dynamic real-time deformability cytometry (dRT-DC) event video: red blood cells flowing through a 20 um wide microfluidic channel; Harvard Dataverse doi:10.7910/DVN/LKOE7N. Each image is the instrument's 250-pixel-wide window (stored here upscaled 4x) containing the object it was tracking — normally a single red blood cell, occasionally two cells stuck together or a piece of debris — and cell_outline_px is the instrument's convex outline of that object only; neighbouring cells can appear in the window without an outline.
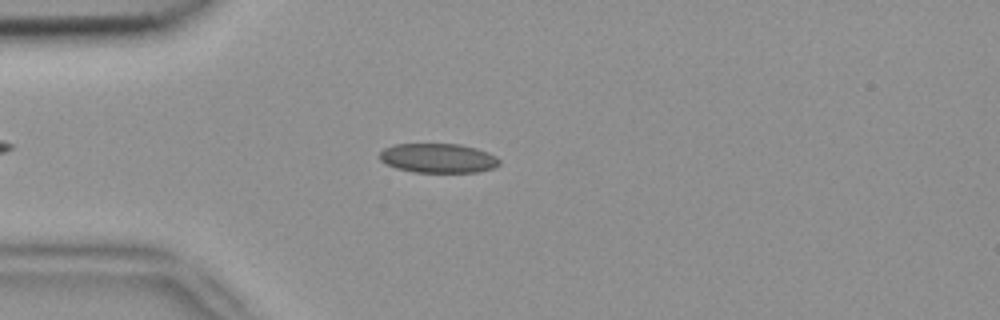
{"species": "common noctule bat (a hibernating species)", "species_latin": "Nyctalus noctula", "temperature_condition": "room temperature", "stored_images_in_passage": 47, "camera_frame_rate_fps": 3000, "um_per_image_px": 0.085, "animal": {"sex": "female", "body_mass_g": 18.4}, "frame": {"image": 1, "passage_image": 13, "time_ms": 4.0, "image_size_px": [1000, 320], "cell_outline_px": [[500, 164], [492, 168], [476, 172], [412, 172], [396, 168], [380, 160], [380, 152], [384, 148], [392, 144], [460, 144], [476, 148], [488, 152], [496, 156], [500, 160]], "centroid_in_image_um": [37.24, 13.44], "position_along_channel_um": 47.8, "area_um2": 20.52}}
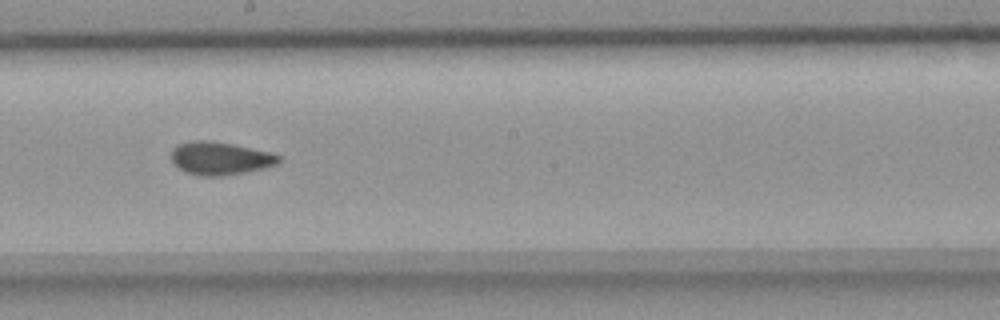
{"frame": {"image": 2, "passage_image": 28, "time_ms": 9.0, "image_size_px": [1000, 320], "cell_outline_px": [[280, 160], [276, 164], [244, 172], [220, 176], [200, 176], [184, 172], [172, 160], [172, 148], [180, 144], [192, 140], [208, 140], [232, 144], [272, 152], [280, 156]], "centroid_in_image_um": [18.69, 13.45], "position_along_channel_um": 229.5, "area_um2": 20.4}}
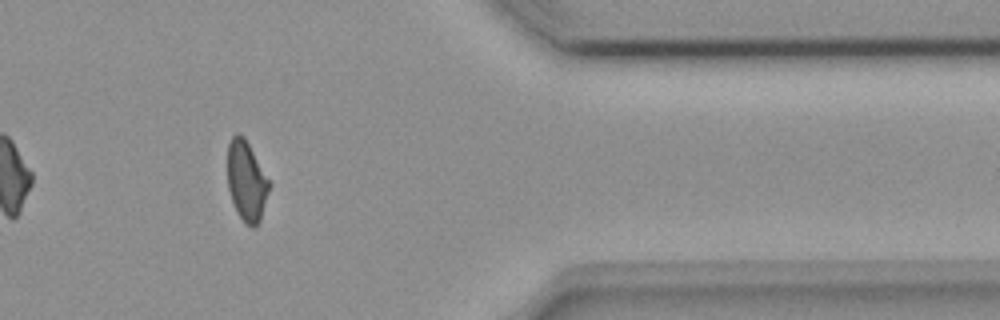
{"frame": {"image": 3, "passage_image": 42, "time_ms": 13.667, "image_size_px": [1000, 320], "cell_outline_px": [[268, 192], [260, 220], [252, 228], [236, 212], [228, 188], [228, 144], [232, 136], [236, 132], [244, 136], [268, 180]], "centroid_in_image_um": [20.92, 15.36], "position_along_channel_um": 390.5, "area_um2": 18.79}, "authors_computed_cell_mechanics": {"area_um2": 20.4034, "velocity_mm_per_s": 3.9186, "shape_relaxation_time_tau1_ms": null, "shape_relaxation_time_tau2_ms": 1.2466, "deformation_change_tau1": null, "deformation_change_tau2": 0.081}}